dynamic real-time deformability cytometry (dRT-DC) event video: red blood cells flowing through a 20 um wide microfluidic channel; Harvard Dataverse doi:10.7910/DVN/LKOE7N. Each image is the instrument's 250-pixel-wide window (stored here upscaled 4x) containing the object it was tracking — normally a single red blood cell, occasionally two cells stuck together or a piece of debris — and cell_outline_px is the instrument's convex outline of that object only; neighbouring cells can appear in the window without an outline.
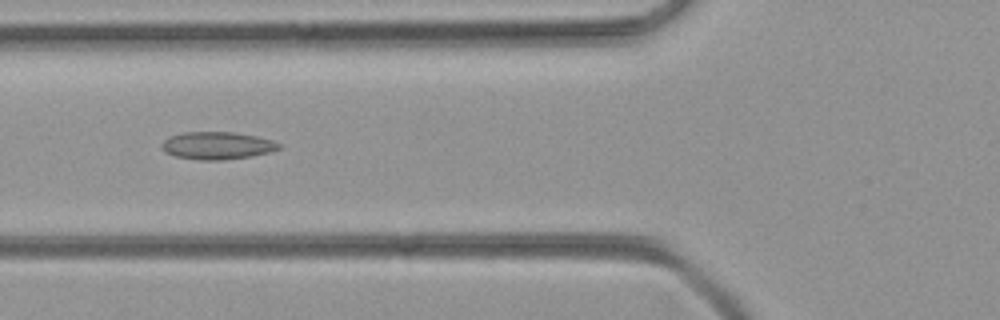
{"species": "common noctule bat (a hibernating species)", "species_latin": "Nyctalus noctula", "temperature_condition": "room temperature", "stored_images_in_passage": 50, "camera_frame_rate_fps": 3000, "um_per_image_px": 0.085, "animal": {"sex": "female", "body_mass_g": 21.9}, "frame": {"image": 1, "passage_image": 19, "time_ms": 6.0, "image_size_px": [1000, 320], "cell_outline_px": [[284, 144], [280, 148], [268, 152], [252, 156], [220, 160], [196, 160], [176, 156], [164, 152], [160, 148], [160, 144], [168, 136], [184, 132], [232, 132], [256, 136], [272, 140]], "centroid_in_image_um": [18.43, 12.37], "position_along_channel_um": 107.4, "area_um2": 18.96}}
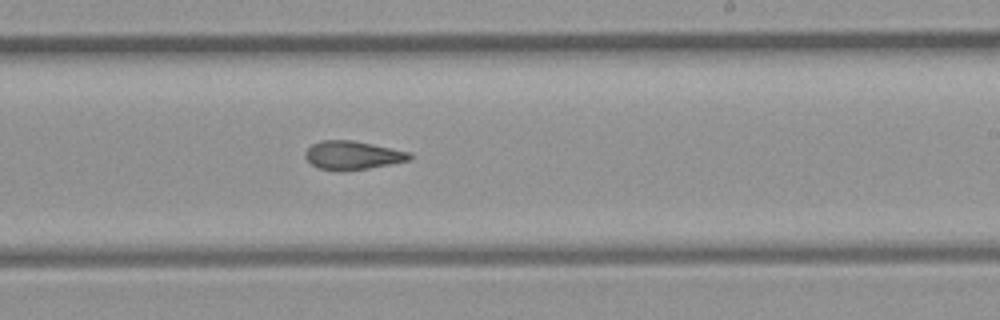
{"frame": {"image": 2, "passage_image": 30, "time_ms": 9.667, "image_size_px": [1000, 320], "cell_outline_px": [[412, 160], [368, 168], [320, 168], [312, 164], [304, 156], [304, 152], [312, 144], [320, 140], [352, 140], [412, 152]], "centroid_in_image_um": [30.02, 13.15], "position_along_channel_um": 259.0, "area_um2": 16.82}}
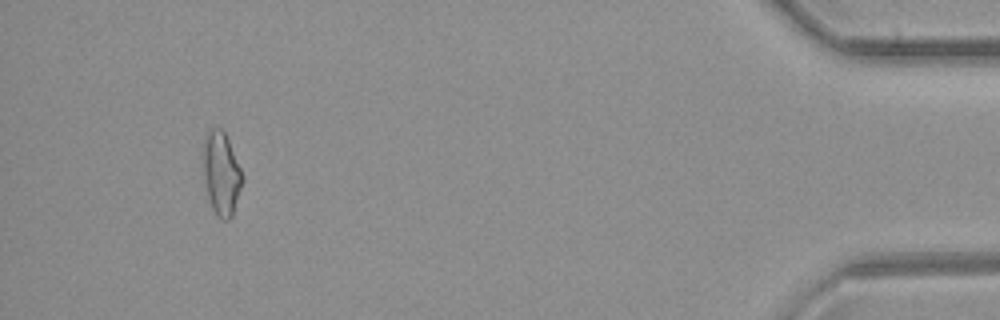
{"frame": {"image": 3, "passage_image": 47, "time_ms": 15.333, "image_size_px": [1000, 320], "cell_outline_px": [[244, 180], [232, 216], [228, 220], [220, 220], [216, 216], [212, 208], [208, 196], [200, 160], [204, 140], [208, 132], [212, 128], [220, 128], [224, 132], [228, 140], [244, 176]], "centroid_in_image_um": [18.79, 14.76], "position_along_channel_um": 416.4, "area_um2": 19.36}}